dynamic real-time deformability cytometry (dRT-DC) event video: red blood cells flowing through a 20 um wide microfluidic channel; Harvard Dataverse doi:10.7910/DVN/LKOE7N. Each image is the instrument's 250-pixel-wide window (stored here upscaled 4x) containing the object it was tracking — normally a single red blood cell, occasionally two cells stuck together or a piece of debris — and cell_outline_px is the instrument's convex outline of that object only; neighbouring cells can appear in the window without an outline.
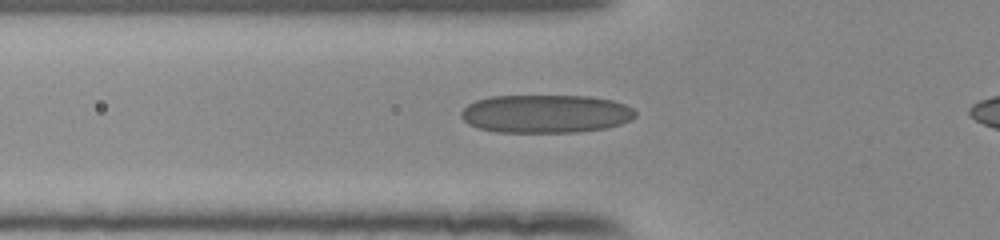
{"species": "human", "species_latin": "Homo sapiens", "temperature_condition": "room temperature", "stored_images_in_passage": 41, "camera_frame_rate_fps": 3000, "um_per_image_px": 0.085, "donor": {"sex": "female"}, "frame": {"image": 1, "passage_image": 12, "time_ms": 3.667, "image_size_px": [1000, 240], "cell_outline_px": [[636, 116], [632, 120], [620, 124], [604, 128], [580, 132], [496, 132], [476, 128], [468, 124], [460, 116], [460, 112], [468, 104], [476, 100], [492, 96], [592, 96], [612, 100], [624, 104], [632, 108], [636, 112]], "centroid_in_image_um": [46.37, 9.67], "position_along_channel_um": 79.4, "area_um2": 39.07}}
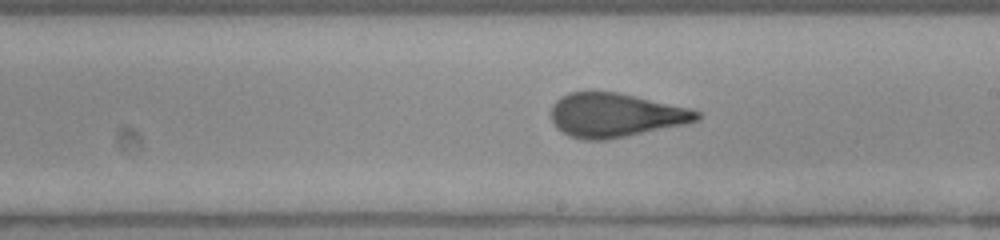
{"frame": {"image": 2, "passage_image": 24, "time_ms": 7.667, "image_size_px": [1000, 240], "cell_outline_px": [[700, 120], [684, 124], [604, 140], [584, 140], [568, 136], [556, 128], [552, 120], [552, 104], [560, 96], [568, 92], [616, 92], [688, 108], [700, 112]], "centroid_in_image_um": [52.25, 9.79], "position_along_channel_um": 236.7, "area_um2": 36.93}}
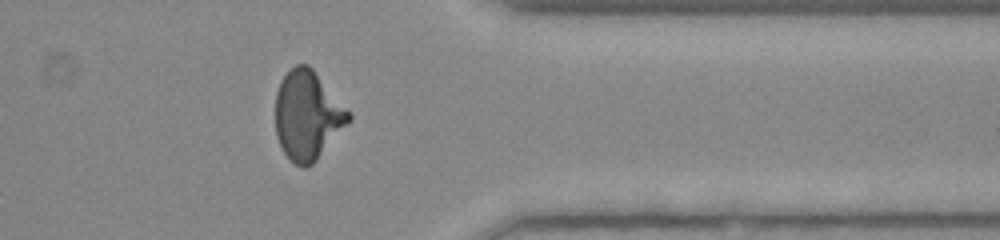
{"frame": {"image": 3, "passage_image": 36, "time_ms": 11.667, "image_size_px": [1000, 240], "cell_outline_px": [[352, 120], [316, 160], [312, 164], [304, 168], [300, 168], [284, 152], [276, 136], [276, 92], [280, 80], [296, 64], [308, 64], [312, 68], [352, 112]], "centroid_in_image_um": [26.17, 9.79], "position_along_channel_um": 385.2, "area_um2": 38.09}}